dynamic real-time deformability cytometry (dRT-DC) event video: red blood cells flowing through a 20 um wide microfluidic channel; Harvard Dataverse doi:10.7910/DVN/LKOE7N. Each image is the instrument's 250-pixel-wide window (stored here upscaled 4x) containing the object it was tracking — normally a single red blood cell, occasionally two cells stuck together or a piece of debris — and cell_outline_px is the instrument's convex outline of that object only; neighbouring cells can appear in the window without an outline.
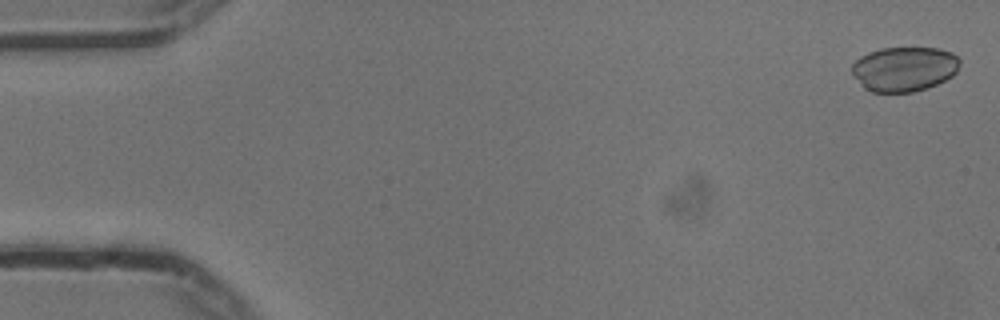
{"species": "common noctule bat (a hibernating species)", "species_latin": "Nyctalus noctula", "temperature_condition": "cold", "stored_images_in_passage": 55, "camera_frame_rate_fps": 3000, "um_per_image_px": 0.085, "animal": {"sex": "male", "body_mass_g": 13.3}, "frame": {"image": 1, "passage_image": 2, "time_ms": 0.333, "image_size_px": [1000, 320], "cell_outline_px": [[960, 64], [956, 72], [952, 76], [936, 84], [912, 92], [872, 92], [864, 88], [852, 76], [852, 64], [860, 56], [868, 52], [880, 48], [936, 48], [952, 52], [960, 60]], "centroid_in_image_um": [76.83, 5.85], "position_along_channel_um": 8.2, "area_um2": 28.15}}
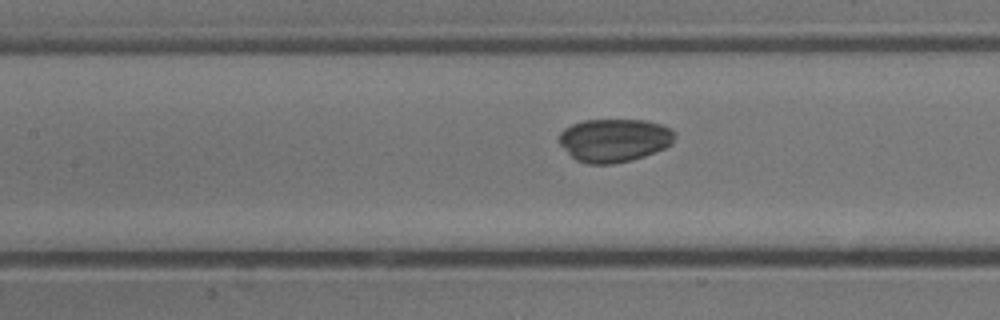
{"frame": {"image": 2, "passage_image": 25, "time_ms": 8.0, "image_size_px": [1000, 320], "cell_outline_px": [[676, 136], [672, 144], [664, 148], [644, 156], [632, 160], [612, 164], [588, 164], [576, 160], [560, 144], [560, 132], [564, 128], [572, 124], [584, 120], [648, 120], [672, 128], [676, 132]], "centroid_in_image_um": [52.25, 11.91], "position_along_channel_um": 155.2, "area_um2": 29.25}}
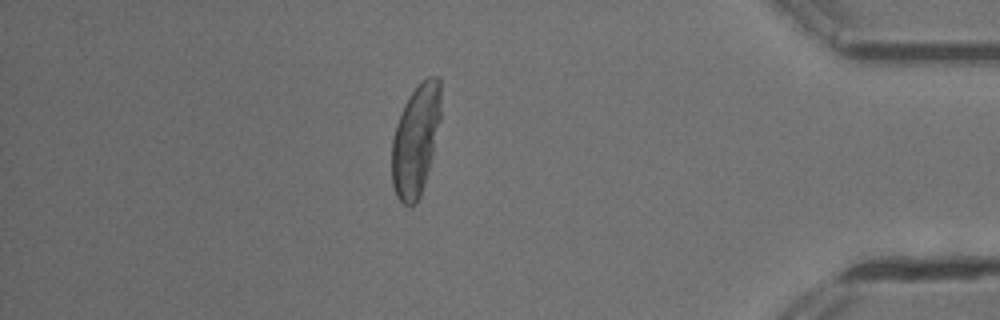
{"frame": {"image": 3, "passage_image": 48, "time_ms": 15.667, "image_size_px": [1000, 320], "cell_outline_px": [[440, 120], [424, 184], [420, 196], [416, 204], [404, 204], [396, 196], [392, 184], [392, 140], [396, 124], [404, 104], [412, 92], [428, 76], [440, 76]], "centroid_in_image_um": [35.32, 11.9], "position_along_channel_um": 399.9, "area_um2": 31.21}, "authors_computed_cell_mechanics": {"area_um2": 29.8826, "velocity_mm_per_s": 3.7383, "shape_relaxation_time_tau1_ms": 3.4405, "shape_relaxation_time_tau2_ms": 4.4428, "deformation_change_tau1": 0.0791, "deformation_change_tau2": 0.0808}}